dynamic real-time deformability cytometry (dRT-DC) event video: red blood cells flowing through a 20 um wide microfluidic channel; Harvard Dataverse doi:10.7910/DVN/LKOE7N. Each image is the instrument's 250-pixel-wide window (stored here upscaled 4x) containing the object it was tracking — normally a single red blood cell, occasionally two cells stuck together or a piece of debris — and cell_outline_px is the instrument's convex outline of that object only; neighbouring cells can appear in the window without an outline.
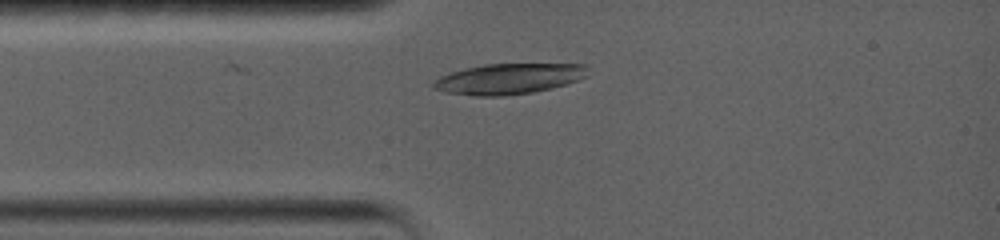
{"species": "common noctule bat (a hibernating species)", "species_latin": "Nyctalus noctula", "temperature_condition": "warm", "stored_images_in_passage": 18, "camera_frame_rate_fps": 5000, "um_per_image_px": 0.085, "animal": {"sex": "female", "body_mass_g": 19.0, "forearm_length_mm": 56.7}, "frame": {"image": 1, "passage_image": 15, "time_ms": 2.6, "image_size_px": [1000, 240], "cell_outline_px": [[588, 76], [552, 88], [532, 92], [504, 96], [472, 96], [444, 92], [432, 88], [432, 80], [440, 76], [464, 68], [484, 64], [588, 64]], "centroid_in_image_um": [43.21, 6.7], "position_along_channel_um": 41.8, "area_um2": 27.74}}